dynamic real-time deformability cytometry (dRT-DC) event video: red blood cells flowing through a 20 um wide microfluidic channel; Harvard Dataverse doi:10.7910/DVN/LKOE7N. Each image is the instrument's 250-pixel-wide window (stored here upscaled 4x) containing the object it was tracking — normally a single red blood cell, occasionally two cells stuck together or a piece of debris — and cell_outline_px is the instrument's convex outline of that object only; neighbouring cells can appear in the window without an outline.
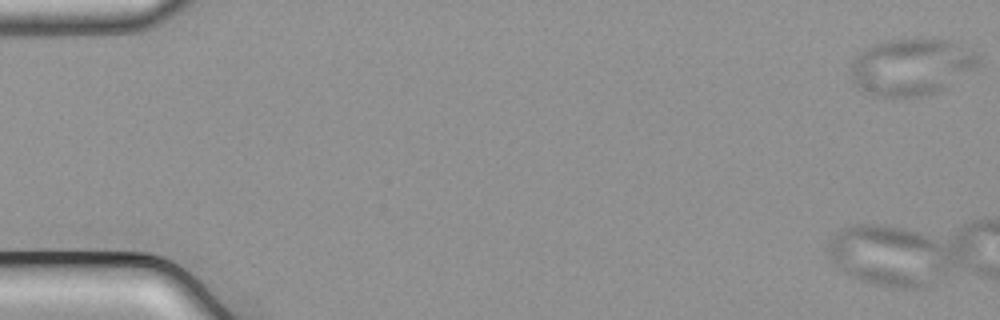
{"species": "common noctule bat (a hibernating species)", "species_latin": "Nyctalus noctula", "temperature_condition": "cold", "stored_images_in_passage": 6, "camera_frame_rate_fps": 3000, "um_per_image_px": 0.085, "animal": {"sex": "male", "body_mass_g": 21.5, "forearm_length_mm": 52.0}, "frame": {"image": 1, "passage_image": 1, "time_ms": 0.0, "image_size_px": [1000, 320], "cell_outline_px": [[980, 64], [976, 68], [944, 88], [936, 92], [924, 96], [872, 96], [860, 92], [852, 84], [852, 64], [856, 56], [860, 52], [872, 44], [888, 40], [916, 36], [956, 40], [976, 52], [980, 60]], "centroid_in_image_um": [77.49, 5.64], "position_along_channel_um": 7.5, "area_um2": 43.35}}